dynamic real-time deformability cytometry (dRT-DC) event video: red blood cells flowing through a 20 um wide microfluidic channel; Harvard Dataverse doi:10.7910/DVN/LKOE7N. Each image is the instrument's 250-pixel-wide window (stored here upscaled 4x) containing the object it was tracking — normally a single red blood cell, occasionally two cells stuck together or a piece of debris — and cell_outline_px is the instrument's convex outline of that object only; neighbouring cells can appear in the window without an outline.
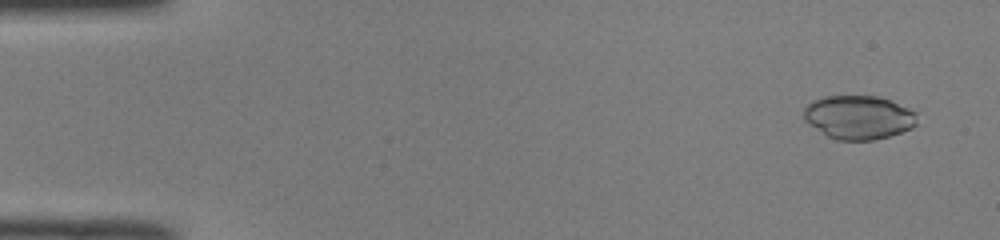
{"species": "common noctule bat (a hibernating species)", "species_latin": "Nyctalus noctula", "temperature_condition": "room temperature", "stored_images_in_passage": 50, "camera_frame_rate_fps": 3000, "um_per_image_px": 0.085, "animal": {"sex": "male", "body_mass_g": 19.0, "forearm_length_mm": 50.8}, "frame": {"image": 1, "passage_image": 3, "time_ms": 0.667, "image_size_px": [1000, 240], "cell_outline_px": [[916, 124], [912, 128], [888, 136], [872, 140], [836, 140], [828, 136], [804, 120], [804, 108], [812, 100], [824, 96], [876, 96], [888, 100], [908, 108], [916, 112]], "centroid_in_image_um": [72.97, 9.97], "position_along_channel_um": 12.0, "area_um2": 28.61}}
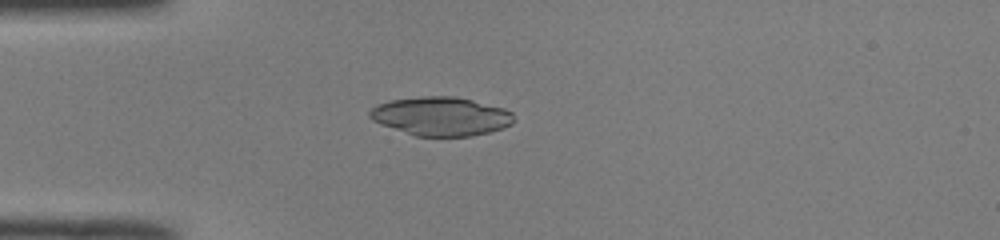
{"frame": {"image": 2, "passage_image": 14, "time_ms": 4.333, "image_size_px": [1000, 240], "cell_outline_px": [[512, 124], [504, 128], [472, 136], [416, 136], [380, 124], [372, 120], [368, 116], [368, 112], [372, 108], [380, 104], [392, 100], [420, 96], [456, 96], [504, 108], [512, 112]], "centroid_in_image_um": [37.48, 9.88], "position_along_channel_um": 47.5, "area_um2": 32.43}}
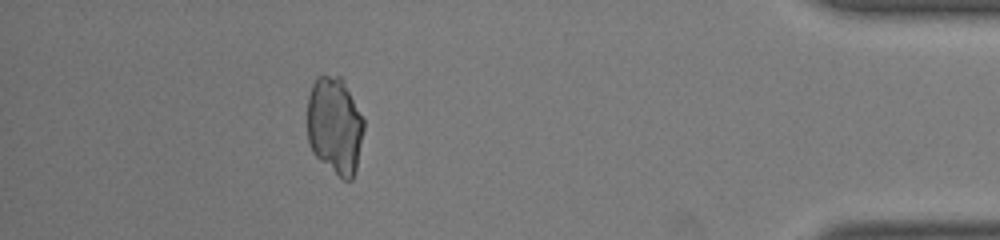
{"frame": {"image": 3, "passage_image": 45, "time_ms": 14.667, "image_size_px": [1000, 240], "cell_outline_px": [[364, 128], [356, 168], [352, 180], [344, 180], [320, 160], [312, 152], [308, 140], [308, 96], [312, 84], [316, 76], [340, 76], [344, 80], [364, 120]], "centroid_in_image_um": [28.45, 10.66], "position_along_channel_um": 406.7, "area_um2": 31.91}}